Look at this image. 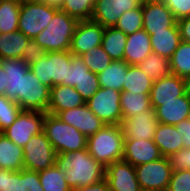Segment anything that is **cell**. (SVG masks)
Instances as JSON below:
<instances>
[{
  "label": "cell",
  "mask_w": 190,
  "mask_h": 191,
  "mask_svg": "<svg viewBox=\"0 0 190 191\" xmlns=\"http://www.w3.org/2000/svg\"><path fill=\"white\" fill-rule=\"evenodd\" d=\"M170 60L171 73L185 78L190 75V43L181 41Z\"/></svg>",
  "instance_id": "35"
},
{
  "label": "cell",
  "mask_w": 190,
  "mask_h": 191,
  "mask_svg": "<svg viewBox=\"0 0 190 191\" xmlns=\"http://www.w3.org/2000/svg\"><path fill=\"white\" fill-rule=\"evenodd\" d=\"M142 0H95L91 20L103 27H114L124 12L140 8Z\"/></svg>",
  "instance_id": "14"
},
{
  "label": "cell",
  "mask_w": 190,
  "mask_h": 191,
  "mask_svg": "<svg viewBox=\"0 0 190 191\" xmlns=\"http://www.w3.org/2000/svg\"><path fill=\"white\" fill-rule=\"evenodd\" d=\"M45 113L42 111L23 110L15 122L2 133L13 143L24 147L32 136L43 131Z\"/></svg>",
  "instance_id": "11"
},
{
  "label": "cell",
  "mask_w": 190,
  "mask_h": 191,
  "mask_svg": "<svg viewBox=\"0 0 190 191\" xmlns=\"http://www.w3.org/2000/svg\"><path fill=\"white\" fill-rule=\"evenodd\" d=\"M190 109V95L185 93L173 101L160 102L154 110L159 123L176 126L181 121L188 119Z\"/></svg>",
  "instance_id": "22"
},
{
  "label": "cell",
  "mask_w": 190,
  "mask_h": 191,
  "mask_svg": "<svg viewBox=\"0 0 190 191\" xmlns=\"http://www.w3.org/2000/svg\"><path fill=\"white\" fill-rule=\"evenodd\" d=\"M48 3L49 5L59 7L63 4L64 0H39Z\"/></svg>",
  "instance_id": "50"
},
{
  "label": "cell",
  "mask_w": 190,
  "mask_h": 191,
  "mask_svg": "<svg viewBox=\"0 0 190 191\" xmlns=\"http://www.w3.org/2000/svg\"><path fill=\"white\" fill-rule=\"evenodd\" d=\"M30 38L20 30L12 33H0V59H18L22 57Z\"/></svg>",
  "instance_id": "27"
},
{
  "label": "cell",
  "mask_w": 190,
  "mask_h": 191,
  "mask_svg": "<svg viewBox=\"0 0 190 191\" xmlns=\"http://www.w3.org/2000/svg\"><path fill=\"white\" fill-rule=\"evenodd\" d=\"M120 104L122 109V119H129L135 115L150 110V93L121 92Z\"/></svg>",
  "instance_id": "29"
},
{
  "label": "cell",
  "mask_w": 190,
  "mask_h": 191,
  "mask_svg": "<svg viewBox=\"0 0 190 191\" xmlns=\"http://www.w3.org/2000/svg\"><path fill=\"white\" fill-rule=\"evenodd\" d=\"M23 148L0 132V169L18 171L24 168Z\"/></svg>",
  "instance_id": "26"
},
{
  "label": "cell",
  "mask_w": 190,
  "mask_h": 191,
  "mask_svg": "<svg viewBox=\"0 0 190 191\" xmlns=\"http://www.w3.org/2000/svg\"><path fill=\"white\" fill-rule=\"evenodd\" d=\"M21 1L0 0V33L18 30Z\"/></svg>",
  "instance_id": "32"
},
{
  "label": "cell",
  "mask_w": 190,
  "mask_h": 191,
  "mask_svg": "<svg viewBox=\"0 0 190 191\" xmlns=\"http://www.w3.org/2000/svg\"><path fill=\"white\" fill-rule=\"evenodd\" d=\"M75 89L86 102L100 89L98 74L90 71V75H86Z\"/></svg>",
  "instance_id": "41"
},
{
  "label": "cell",
  "mask_w": 190,
  "mask_h": 191,
  "mask_svg": "<svg viewBox=\"0 0 190 191\" xmlns=\"http://www.w3.org/2000/svg\"><path fill=\"white\" fill-rule=\"evenodd\" d=\"M150 53H152L150 35L144 29L127 36L124 61L128 65H138Z\"/></svg>",
  "instance_id": "23"
},
{
  "label": "cell",
  "mask_w": 190,
  "mask_h": 191,
  "mask_svg": "<svg viewBox=\"0 0 190 191\" xmlns=\"http://www.w3.org/2000/svg\"><path fill=\"white\" fill-rule=\"evenodd\" d=\"M127 35L115 27H106L102 37V47L113 61L124 60Z\"/></svg>",
  "instance_id": "28"
},
{
  "label": "cell",
  "mask_w": 190,
  "mask_h": 191,
  "mask_svg": "<svg viewBox=\"0 0 190 191\" xmlns=\"http://www.w3.org/2000/svg\"><path fill=\"white\" fill-rule=\"evenodd\" d=\"M138 67L153 81L169 77L172 74L170 60L154 52L150 53L139 63Z\"/></svg>",
  "instance_id": "31"
},
{
  "label": "cell",
  "mask_w": 190,
  "mask_h": 191,
  "mask_svg": "<svg viewBox=\"0 0 190 191\" xmlns=\"http://www.w3.org/2000/svg\"><path fill=\"white\" fill-rule=\"evenodd\" d=\"M23 151L25 169L39 172L56 164L57 154L43 131L38 135L32 136L23 147Z\"/></svg>",
  "instance_id": "10"
},
{
  "label": "cell",
  "mask_w": 190,
  "mask_h": 191,
  "mask_svg": "<svg viewBox=\"0 0 190 191\" xmlns=\"http://www.w3.org/2000/svg\"><path fill=\"white\" fill-rule=\"evenodd\" d=\"M175 16V19L190 17V0H161Z\"/></svg>",
  "instance_id": "45"
},
{
  "label": "cell",
  "mask_w": 190,
  "mask_h": 191,
  "mask_svg": "<svg viewBox=\"0 0 190 191\" xmlns=\"http://www.w3.org/2000/svg\"><path fill=\"white\" fill-rule=\"evenodd\" d=\"M104 30L105 27L91 19L78 21L69 51L73 55L80 56L89 52L93 47L100 46Z\"/></svg>",
  "instance_id": "13"
},
{
  "label": "cell",
  "mask_w": 190,
  "mask_h": 191,
  "mask_svg": "<svg viewBox=\"0 0 190 191\" xmlns=\"http://www.w3.org/2000/svg\"><path fill=\"white\" fill-rule=\"evenodd\" d=\"M65 178L63 169L57 164L39 171V180L44 191H72Z\"/></svg>",
  "instance_id": "34"
},
{
  "label": "cell",
  "mask_w": 190,
  "mask_h": 191,
  "mask_svg": "<svg viewBox=\"0 0 190 191\" xmlns=\"http://www.w3.org/2000/svg\"><path fill=\"white\" fill-rule=\"evenodd\" d=\"M159 122L153 108L129 119H122L120 127L124 139L149 140L154 138Z\"/></svg>",
  "instance_id": "15"
},
{
  "label": "cell",
  "mask_w": 190,
  "mask_h": 191,
  "mask_svg": "<svg viewBox=\"0 0 190 191\" xmlns=\"http://www.w3.org/2000/svg\"><path fill=\"white\" fill-rule=\"evenodd\" d=\"M56 164L63 169L66 183L71 190L105 179L106 167L96 161L87 148L57 154Z\"/></svg>",
  "instance_id": "2"
},
{
  "label": "cell",
  "mask_w": 190,
  "mask_h": 191,
  "mask_svg": "<svg viewBox=\"0 0 190 191\" xmlns=\"http://www.w3.org/2000/svg\"><path fill=\"white\" fill-rule=\"evenodd\" d=\"M95 0H64L60 9L77 21L90 20Z\"/></svg>",
  "instance_id": "36"
},
{
  "label": "cell",
  "mask_w": 190,
  "mask_h": 191,
  "mask_svg": "<svg viewBox=\"0 0 190 191\" xmlns=\"http://www.w3.org/2000/svg\"><path fill=\"white\" fill-rule=\"evenodd\" d=\"M135 172L142 191H167L172 175L168 157L136 166Z\"/></svg>",
  "instance_id": "9"
},
{
  "label": "cell",
  "mask_w": 190,
  "mask_h": 191,
  "mask_svg": "<svg viewBox=\"0 0 190 191\" xmlns=\"http://www.w3.org/2000/svg\"><path fill=\"white\" fill-rule=\"evenodd\" d=\"M77 23L59 8L46 29L33 40L46 52L69 50Z\"/></svg>",
  "instance_id": "4"
},
{
  "label": "cell",
  "mask_w": 190,
  "mask_h": 191,
  "mask_svg": "<svg viewBox=\"0 0 190 191\" xmlns=\"http://www.w3.org/2000/svg\"><path fill=\"white\" fill-rule=\"evenodd\" d=\"M183 134L176 130L174 125L159 123L153 141L163 157L177 153L183 148Z\"/></svg>",
  "instance_id": "24"
},
{
  "label": "cell",
  "mask_w": 190,
  "mask_h": 191,
  "mask_svg": "<svg viewBox=\"0 0 190 191\" xmlns=\"http://www.w3.org/2000/svg\"><path fill=\"white\" fill-rule=\"evenodd\" d=\"M153 80L141 71L138 65H130L125 75L123 91L131 93H150Z\"/></svg>",
  "instance_id": "33"
},
{
  "label": "cell",
  "mask_w": 190,
  "mask_h": 191,
  "mask_svg": "<svg viewBox=\"0 0 190 191\" xmlns=\"http://www.w3.org/2000/svg\"><path fill=\"white\" fill-rule=\"evenodd\" d=\"M105 179L111 191H142L135 167L123 159L106 167Z\"/></svg>",
  "instance_id": "16"
},
{
  "label": "cell",
  "mask_w": 190,
  "mask_h": 191,
  "mask_svg": "<svg viewBox=\"0 0 190 191\" xmlns=\"http://www.w3.org/2000/svg\"><path fill=\"white\" fill-rule=\"evenodd\" d=\"M129 66L124 60L113 61L105 70L98 74L100 88H111L122 92Z\"/></svg>",
  "instance_id": "30"
},
{
  "label": "cell",
  "mask_w": 190,
  "mask_h": 191,
  "mask_svg": "<svg viewBox=\"0 0 190 191\" xmlns=\"http://www.w3.org/2000/svg\"><path fill=\"white\" fill-rule=\"evenodd\" d=\"M6 85V73L4 72L3 67L0 64V95H5Z\"/></svg>",
  "instance_id": "49"
},
{
  "label": "cell",
  "mask_w": 190,
  "mask_h": 191,
  "mask_svg": "<svg viewBox=\"0 0 190 191\" xmlns=\"http://www.w3.org/2000/svg\"><path fill=\"white\" fill-rule=\"evenodd\" d=\"M80 56L89 70L95 74L101 73L113 62L102 45L93 47L89 52H85Z\"/></svg>",
  "instance_id": "37"
},
{
  "label": "cell",
  "mask_w": 190,
  "mask_h": 191,
  "mask_svg": "<svg viewBox=\"0 0 190 191\" xmlns=\"http://www.w3.org/2000/svg\"><path fill=\"white\" fill-rule=\"evenodd\" d=\"M184 83H185L186 93L190 95V75L184 78Z\"/></svg>",
  "instance_id": "51"
},
{
  "label": "cell",
  "mask_w": 190,
  "mask_h": 191,
  "mask_svg": "<svg viewBox=\"0 0 190 191\" xmlns=\"http://www.w3.org/2000/svg\"><path fill=\"white\" fill-rule=\"evenodd\" d=\"M152 52L170 59L181 42L177 23L168 31L155 32L150 35Z\"/></svg>",
  "instance_id": "25"
},
{
  "label": "cell",
  "mask_w": 190,
  "mask_h": 191,
  "mask_svg": "<svg viewBox=\"0 0 190 191\" xmlns=\"http://www.w3.org/2000/svg\"><path fill=\"white\" fill-rule=\"evenodd\" d=\"M59 7L39 0H24L20 6L18 30L34 39L49 25Z\"/></svg>",
  "instance_id": "7"
},
{
  "label": "cell",
  "mask_w": 190,
  "mask_h": 191,
  "mask_svg": "<svg viewBox=\"0 0 190 191\" xmlns=\"http://www.w3.org/2000/svg\"><path fill=\"white\" fill-rule=\"evenodd\" d=\"M89 154L103 166L123 159L124 137L120 125H104L87 138Z\"/></svg>",
  "instance_id": "3"
},
{
  "label": "cell",
  "mask_w": 190,
  "mask_h": 191,
  "mask_svg": "<svg viewBox=\"0 0 190 191\" xmlns=\"http://www.w3.org/2000/svg\"><path fill=\"white\" fill-rule=\"evenodd\" d=\"M43 132L54 147L56 154L87 148V137L55 115L45 113Z\"/></svg>",
  "instance_id": "5"
},
{
  "label": "cell",
  "mask_w": 190,
  "mask_h": 191,
  "mask_svg": "<svg viewBox=\"0 0 190 191\" xmlns=\"http://www.w3.org/2000/svg\"><path fill=\"white\" fill-rule=\"evenodd\" d=\"M172 171L190 170V148H182L168 157Z\"/></svg>",
  "instance_id": "44"
},
{
  "label": "cell",
  "mask_w": 190,
  "mask_h": 191,
  "mask_svg": "<svg viewBox=\"0 0 190 191\" xmlns=\"http://www.w3.org/2000/svg\"><path fill=\"white\" fill-rule=\"evenodd\" d=\"M84 104H86L85 100L75 87L59 84L50 89V101L46 113L56 116L61 111Z\"/></svg>",
  "instance_id": "21"
},
{
  "label": "cell",
  "mask_w": 190,
  "mask_h": 191,
  "mask_svg": "<svg viewBox=\"0 0 190 191\" xmlns=\"http://www.w3.org/2000/svg\"><path fill=\"white\" fill-rule=\"evenodd\" d=\"M167 191H190V170L172 171Z\"/></svg>",
  "instance_id": "42"
},
{
  "label": "cell",
  "mask_w": 190,
  "mask_h": 191,
  "mask_svg": "<svg viewBox=\"0 0 190 191\" xmlns=\"http://www.w3.org/2000/svg\"><path fill=\"white\" fill-rule=\"evenodd\" d=\"M0 191H44L39 172L21 169L12 171L0 169Z\"/></svg>",
  "instance_id": "18"
},
{
  "label": "cell",
  "mask_w": 190,
  "mask_h": 191,
  "mask_svg": "<svg viewBox=\"0 0 190 191\" xmlns=\"http://www.w3.org/2000/svg\"><path fill=\"white\" fill-rule=\"evenodd\" d=\"M161 157L163 156L153 139H124L123 160L131 163L134 167L156 161Z\"/></svg>",
  "instance_id": "19"
},
{
  "label": "cell",
  "mask_w": 190,
  "mask_h": 191,
  "mask_svg": "<svg viewBox=\"0 0 190 191\" xmlns=\"http://www.w3.org/2000/svg\"><path fill=\"white\" fill-rule=\"evenodd\" d=\"M109 186L106 179L98 183L91 184L89 186L77 187L72 191H109Z\"/></svg>",
  "instance_id": "48"
},
{
  "label": "cell",
  "mask_w": 190,
  "mask_h": 191,
  "mask_svg": "<svg viewBox=\"0 0 190 191\" xmlns=\"http://www.w3.org/2000/svg\"><path fill=\"white\" fill-rule=\"evenodd\" d=\"M23 110L6 95H0V132L11 126Z\"/></svg>",
  "instance_id": "39"
},
{
  "label": "cell",
  "mask_w": 190,
  "mask_h": 191,
  "mask_svg": "<svg viewBox=\"0 0 190 191\" xmlns=\"http://www.w3.org/2000/svg\"><path fill=\"white\" fill-rule=\"evenodd\" d=\"M175 127L178 132L183 134V148H190V121L186 119L178 123Z\"/></svg>",
  "instance_id": "46"
},
{
  "label": "cell",
  "mask_w": 190,
  "mask_h": 191,
  "mask_svg": "<svg viewBox=\"0 0 190 191\" xmlns=\"http://www.w3.org/2000/svg\"><path fill=\"white\" fill-rule=\"evenodd\" d=\"M6 73L5 95L22 110L47 112L50 88L41 83L23 59H0Z\"/></svg>",
  "instance_id": "1"
},
{
  "label": "cell",
  "mask_w": 190,
  "mask_h": 191,
  "mask_svg": "<svg viewBox=\"0 0 190 191\" xmlns=\"http://www.w3.org/2000/svg\"><path fill=\"white\" fill-rule=\"evenodd\" d=\"M72 53L69 50L46 52V55L38 63L30 65V70L50 89L59 84L68 86L69 64Z\"/></svg>",
  "instance_id": "6"
},
{
  "label": "cell",
  "mask_w": 190,
  "mask_h": 191,
  "mask_svg": "<svg viewBox=\"0 0 190 191\" xmlns=\"http://www.w3.org/2000/svg\"><path fill=\"white\" fill-rule=\"evenodd\" d=\"M143 29L149 34L168 31L177 20L169 8L161 0H146L142 5Z\"/></svg>",
  "instance_id": "12"
},
{
  "label": "cell",
  "mask_w": 190,
  "mask_h": 191,
  "mask_svg": "<svg viewBox=\"0 0 190 191\" xmlns=\"http://www.w3.org/2000/svg\"><path fill=\"white\" fill-rule=\"evenodd\" d=\"M186 93L184 79L180 76L171 74L160 80L153 81L150 91L151 107L155 109L160 106V102L173 101L176 97Z\"/></svg>",
  "instance_id": "20"
},
{
  "label": "cell",
  "mask_w": 190,
  "mask_h": 191,
  "mask_svg": "<svg viewBox=\"0 0 190 191\" xmlns=\"http://www.w3.org/2000/svg\"><path fill=\"white\" fill-rule=\"evenodd\" d=\"M181 41L190 43V17H185L177 21Z\"/></svg>",
  "instance_id": "47"
},
{
  "label": "cell",
  "mask_w": 190,
  "mask_h": 191,
  "mask_svg": "<svg viewBox=\"0 0 190 191\" xmlns=\"http://www.w3.org/2000/svg\"><path fill=\"white\" fill-rule=\"evenodd\" d=\"M45 55L46 51L43 50L33 39H30L27 47L24 49L21 59L30 66L34 63L40 62Z\"/></svg>",
  "instance_id": "43"
},
{
  "label": "cell",
  "mask_w": 190,
  "mask_h": 191,
  "mask_svg": "<svg viewBox=\"0 0 190 191\" xmlns=\"http://www.w3.org/2000/svg\"><path fill=\"white\" fill-rule=\"evenodd\" d=\"M114 27L127 36L143 29L142 7L124 12Z\"/></svg>",
  "instance_id": "38"
},
{
  "label": "cell",
  "mask_w": 190,
  "mask_h": 191,
  "mask_svg": "<svg viewBox=\"0 0 190 191\" xmlns=\"http://www.w3.org/2000/svg\"><path fill=\"white\" fill-rule=\"evenodd\" d=\"M56 116L64 123L74 126L87 138L106 125L89 109L87 104L61 111Z\"/></svg>",
  "instance_id": "17"
},
{
  "label": "cell",
  "mask_w": 190,
  "mask_h": 191,
  "mask_svg": "<svg viewBox=\"0 0 190 191\" xmlns=\"http://www.w3.org/2000/svg\"><path fill=\"white\" fill-rule=\"evenodd\" d=\"M86 75H90V70L83 59L81 56L72 54V59L69 64L68 86H78Z\"/></svg>",
  "instance_id": "40"
},
{
  "label": "cell",
  "mask_w": 190,
  "mask_h": 191,
  "mask_svg": "<svg viewBox=\"0 0 190 191\" xmlns=\"http://www.w3.org/2000/svg\"><path fill=\"white\" fill-rule=\"evenodd\" d=\"M120 98V91L111 88H100L86 101V104L106 125H120L122 121Z\"/></svg>",
  "instance_id": "8"
}]
</instances>
